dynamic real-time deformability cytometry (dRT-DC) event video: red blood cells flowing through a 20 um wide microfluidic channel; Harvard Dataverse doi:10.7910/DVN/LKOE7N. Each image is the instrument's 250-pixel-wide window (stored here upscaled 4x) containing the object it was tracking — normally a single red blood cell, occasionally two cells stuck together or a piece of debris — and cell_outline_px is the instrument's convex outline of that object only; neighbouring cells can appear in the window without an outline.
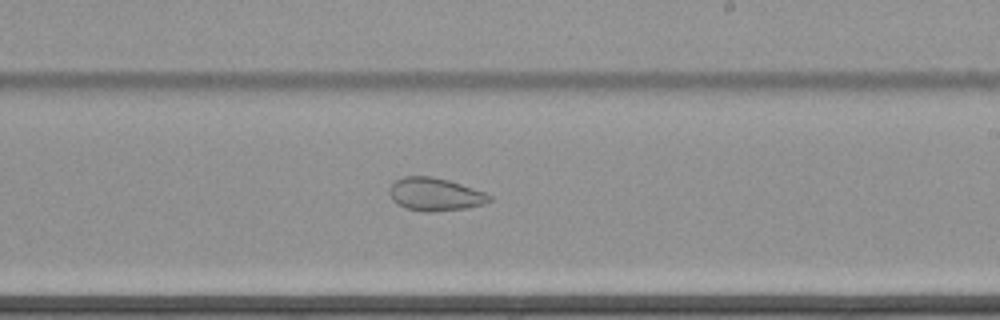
{"species": "common noctule bat (a hibernating species)", "species_latin": "Nyctalus noctula", "temperature_condition": "cold", "stored_images_in_passage": 55, "camera_frame_rate_fps": 3000, "um_per_image_px": 0.085, "animal": {"sex": "female", "body_mass_g": 22.7, "forearm_length_mm": 54.2}, "frame": {"image": 1, "passage_image": 32, "time_ms": 10.333, "image_size_px": [1000, 320], "cell_outline_px": [[492, 200], [484, 204], [468, 208], [428, 212], [420, 212], [404, 208], [396, 204], [392, 200], [388, 192], [388, 188], [396, 180], [404, 176], [432, 176], [448, 180], [484, 192], [492, 196]], "centroid_in_image_um": [36.94, 16.53], "position_along_channel_um": 252.1, "area_um2": 19.42}, "authors_computed_cell_mechanics": {"area_um2": 26.9926, "velocity_mm_per_s": 3.4543, "shape_relaxation_time_tau1_ms": null, "shape_relaxation_time_tau2_ms": 1.254, "deformation_change_tau1": null, "deformation_change_tau2": 0.0639}}